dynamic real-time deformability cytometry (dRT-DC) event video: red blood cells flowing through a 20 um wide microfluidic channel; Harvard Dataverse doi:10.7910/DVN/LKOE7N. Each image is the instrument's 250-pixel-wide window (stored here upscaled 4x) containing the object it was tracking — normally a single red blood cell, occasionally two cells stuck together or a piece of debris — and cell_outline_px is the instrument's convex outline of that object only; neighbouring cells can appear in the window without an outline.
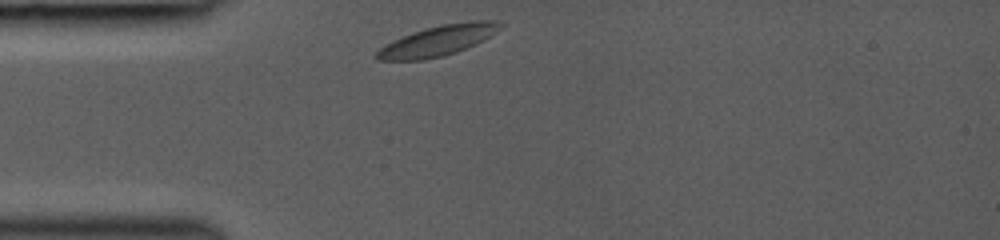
{"species": "common noctule bat (a hibernating species)", "species_latin": "Nyctalus noctula", "temperature_condition": "room temperature", "stored_images_in_passage": 18, "segment_of_instrument_passage": [1, 2], "camera_frame_rate_fps": 3000, "um_per_image_px": 0.085, "animal": {"sex": "female", "body_mass_g": 19.0, "forearm_length_mm": 53.3}, "frame": {"image": 1, "passage_image": 1, "time_ms": 0.0, "image_size_px": [1000, 240], "cell_outline_px": [[504, 28], [484, 40], [476, 44], [456, 52], [444, 56], [424, 60], [376, 60], [372, 56], [380, 48], [412, 32], [424, 28], [440, 24], [476, 20], [496, 20], [504, 24]], "centroid_in_image_um": [37.29, 3.44], "position_along_channel_um": 47.7, "area_um2": 22.08}}
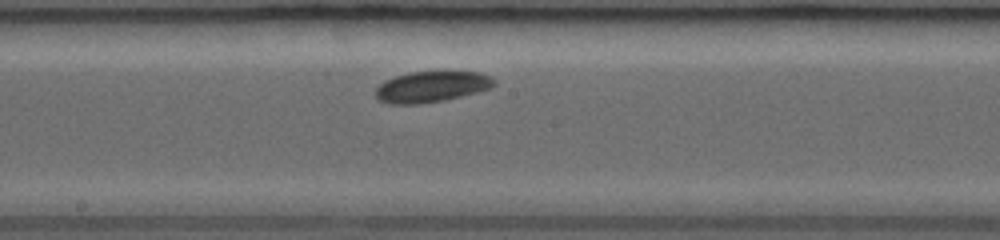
{"frame": {"image": 2, "passage_image": 8, "time_ms": 4.333, "image_size_px": [1000, 240], "cell_outline_px": [[496, 84], [492, 88], [444, 100], [420, 104], [388, 104], [380, 100], [376, 96], [376, 88], [384, 80], [408, 72], [444, 68], [480, 72], [492, 76], [496, 80]], "centroid_in_image_um": [36.75, 7.31], "position_along_channel_um": 211.5, "area_um2": 22.43}}
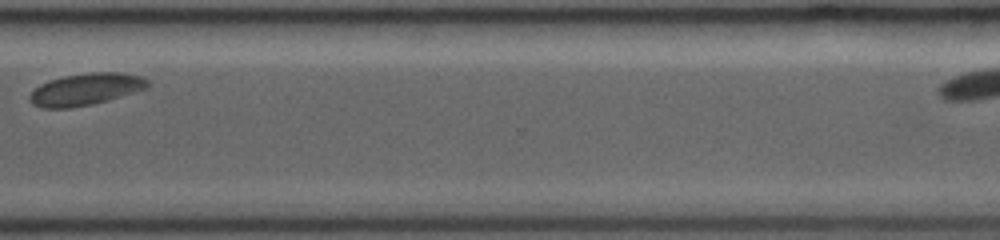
{"frame": {"image": 3, "passage_image": 14, "time_ms": 8.0, "image_size_px": [1000, 240], "cell_outline_px": [[148, 88], [108, 100], [92, 104], [72, 108], [40, 108], [32, 104], [28, 100], [28, 96], [40, 84], [64, 76], [92, 72], [120, 72], [144, 76], [148, 80]], "centroid_in_image_um": [7.29, 7.59], "position_along_channel_um": 363.3, "area_um2": 22.02}}